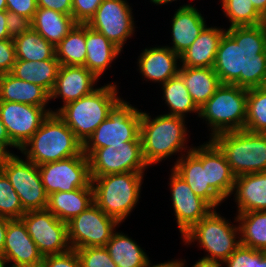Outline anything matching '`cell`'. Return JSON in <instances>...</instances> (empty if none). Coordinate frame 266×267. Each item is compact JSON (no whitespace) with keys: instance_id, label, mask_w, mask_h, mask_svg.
<instances>
[{"instance_id":"cell-1","label":"cell","mask_w":266,"mask_h":267,"mask_svg":"<svg viewBox=\"0 0 266 267\" xmlns=\"http://www.w3.org/2000/svg\"><path fill=\"white\" fill-rule=\"evenodd\" d=\"M221 84L246 89L266 81V31L257 26L229 27L223 34L214 67Z\"/></svg>"},{"instance_id":"cell-2","label":"cell","mask_w":266,"mask_h":267,"mask_svg":"<svg viewBox=\"0 0 266 267\" xmlns=\"http://www.w3.org/2000/svg\"><path fill=\"white\" fill-rule=\"evenodd\" d=\"M117 85L106 84L89 95L69 102L56 110V114L84 144L96 128L108 117L113 108L122 100L117 95Z\"/></svg>"},{"instance_id":"cell-3","label":"cell","mask_w":266,"mask_h":267,"mask_svg":"<svg viewBox=\"0 0 266 267\" xmlns=\"http://www.w3.org/2000/svg\"><path fill=\"white\" fill-rule=\"evenodd\" d=\"M20 151L39 166L81 155L83 144L56 113H50Z\"/></svg>"},{"instance_id":"cell-4","label":"cell","mask_w":266,"mask_h":267,"mask_svg":"<svg viewBox=\"0 0 266 267\" xmlns=\"http://www.w3.org/2000/svg\"><path fill=\"white\" fill-rule=\"evenodd\" d=\"M150 117L142 112L140 121L142 151L148 166L186 150L184 144L188 132L184 117L168 114L159 115L155 119Z\"/></svg>"},{"instance_id":"cell-5","label":"cell","mask_w":266,"mask_h":267,"mask_svg":"<svg viewBox=\"0 0 266 267\" xmlns=\"http://www.w3.org/2000/svg\"><path fill=\"white\" fill-rule=\"evenodd\" d=\"M144 172H125L91 177L94 203L119 223L139 201Z\"/></svg>"},{"instance_id":"cell-6","label":"cell","mask_w":266,"mask_h":267,"mask_svg":"<svg viewBox=\"0 0 266 267\" xmlns=\"http://www.w3.org/2000/svg\"><path fill=\"white\" fill-rule=\"evenodd\" d=\"M239 234V225H231L213 209L181 236L188 244L197 240L200 247L208 252L207 256L198 261L222 265L240 245Z\"/></svg>"},{"instance_id":"cell-7","label":"cell","mask_w":266,"mask_h":267,"mask_svg":"<svg viewBox=\"0 0 266 267\" xmlns=\"http://www.w3.org/2000/svg\"><path fill=\"white\" fill-rule=\"evenodd\" d=\"M248 89L221 84L199 109V117L208 121L211 137L224 132L243 130L246 121Z\"/></svg>"},{"instance_id":"cell-8","label":"cell","mask_w":266,"mask_h":267,"mask_svg":"<svg viewBox=\"0 0 266 267\" xmlns=\"http://www.w3.org/2000/svg\"><path fill=\"white\" fill-rule=\"evenodd\" d=\"M226 156L235 176L266 172V133L224 132L212 139Z\"/></svg>"},{"instance_id":"cell-9","label":"cell","mask_w":266,"mask_h":267,"mask_svg":"<svg viewBox=\"0 0 266 267\" xmlns=\"http://www.w3.org/2000/svg\"><path fill=\"white\" fill-rule=\"evenodd\" d=\"M141 117L140 110L121 100L83 144V153L88 157L98 148L141 141Z\"/></svg>"},{"instance_id":"cell-10","label":"cell","mask_w":266,"mask_h":267,"mask_svg":"<svg viewBox=\"0 0 266 267\" xmlns=\"http://www.w3.org/2000/svg\"><path fill=\"white\" fill-rule=\"evenodd\" d=\"M119 222L105 214L95 203L67 222L71 249L105 247Z\"/></svg>"},{"instance_id":"cell-11","label":"cell","mask_w":266,"mask_h":267,"mask_svg":"<svg viewBox=\"0 0 266 267\" xmlns=\"http://www.w3.org/2000/svg\"><path fill=\"white\" fill-rule=\"evenodd\" d=\"M1 171L12 184L25 211L46 209L48 194L43 187L38 165L11 154Z\"/></svg>"},{"instance_id":"cell-12","label":"cell","mask_w":266,"mask_h":267,"mask_svg":"<svg viewBox=\"0 0 266 267\" xmlns=\"http://www.w3.org/2000/svg\"><path fill=\"white\" fill-rule=\"evenodd\" d=\"M90 177L125 172H144L147 168L141 141L111 145L94 150L88 157Z\"/></svg>"},{"instance_id":"cell-13","label":"cell","mask_w":266,"mask_h":267,"mask_svg":"<svg viewBox=\"0 0 266 267\" xmlns=\"http://www.w3.org/2000/svg\"><path fill=\"white\" fill-rule=\"evenodd\" d=\"M20 219L43 257L62 254L71 249L67 223L55 217L49 210L26 211Z\"/></svg>"},{"instance_id":"cell-14","label":"cell","mask_w":266,"mask_h":267,"mask_svg":"<svg viewBox=\"0 0 266 267\" xmlns=\"http://www.w3.org/2000/svg\"><path fill=\"white\" fill-rule=\"evenodd\" d=\"M41 181L48 195L55 192H70L87 187L91 183L87 156H73L38 166Z\"/></svg>"},{"instance_id":"cell-15","label":"cell","mask_w":266,"mask_h":267,"mask_svg":"<svg viewBox=\"0 0 266 267\" xmlns=\"http://www.w3.org/2000/svg\"><path fill=\"white\" fill-rule=\"evenodd\" d=\"M46 107L0 101V119L5 125L12 143L21 150L41 127L50 113Z\"/></svg>"},{"instance_id":"cell-16","label":"cell","mask_w":266,"mask_h":267,"mask_svg":"<svg viewBox=\"0 0 266 267\" xmlns=\"http://www.w3.org/2000/svg\"><path fill=\"white\" fill-rule=\"evenodd\" d=\"M131 9L126 0H103L87 25L122 50L134 33Z\"/></svg>"},{"instance_id":"cell-17","label":"cell","mask_w":266,"mask_h":267,"mask_svg":"<svg viewBox=\"0 0 266 267\" xmlns=\"http://www.w3.org/2000/svg\"><path fill=\"white\" fill-rule=\"evenodd\" d=\"M170 188L178 229L183 235L214 208L197 196L185 180L171 169Z\"/></svg>"},{"instance_id":"cell-18","label":"cell","mask_w":266,"mask_h":267,"mask_svg":"<svg viewBox=\"0 0 266 267\" xmlns=\"http://www.w3.org/2000/svg\"><path fill=\"white\" fill-rule=\"evenodd\" d=\"M191 152L202 162V166H206L209 185L224 200L233 194L236 176L219 146L211 139L197 148L192 147Z\"/></svg>"},{"instance_id":"cell-19","label":"cell","mask_w":266,"mask_h":267,"mask_svg":"<svg viewBox=\"0 0 266 267\" xmlns=\"http://www.w3.org/2000/svg\"><path fill=\"white\" fill-rule=\"evenodd\" d=\"M3 255L7 264L13 263L10 267L33 265L43 261V255L21 219H8Z\"/></svg>"},{"instance_id":"cell-20","label":"cell","mask_w":266,"mask_h":267,"mask_svg":"<svg viewBox=\"0 0 266 267\" xmlns=\"http://www.w3.org/2000/svg\"><path fill=\"white\" fill-rule=\"evenodd\" d=\"M97 80L99 79L84 66L60 65L50 100L60 96L63 105L78 100L95 90Z\"/></svg>"},{"instance_id":"cell-21","label":"cell","mask_w":266,"mask_h":267,"mask_svg":"<svg viewBox=\"0 0 266 267\" xmlns=\"http://www.w3.org/2000/svg\"><path fill=\"white\" fill-rule=\"evenodd\" d=\"M191 149L187 151V155L179 157L172 169L185 180L197 196L215 209L224 199L207 182L206 166H202V162Z\"/></svg>"},{"instance_id":"cell-22","label":"cell","mask_w":266,"mask_h":267,"mask_svg":"<svg viewBox=\"0 0 266 267\" xmlns=\"http://www.w3.org/2000/svg\"><path fill=\"white\" fill-rule=\"evenodd\" d=\"M171 22L173 46L169 48L179 56L192 45L207 26L198 9L190 4L180 6Z\"/></svg>"},{"instance_id":"cell-23","label":"cell","mask_w":266,"mask_h":267,"mask_svg":"<svg viewBox=\"0 0 266 267\" xmlns=\"http://www.w3.org/2000/svg\"><path fill=\"white\" fill-rule=\"evenodd\" d=\"M180 56L173 52L169 46L145 49L138 59L140 73L144 78L162 85L179 73L177 66Z\"/></svg>"},{"instance_id":"cell-24","label":"cell","mask_w":266,"mask_h":267,"mask_svg":"<svg viewBox=\"0 0 266 267\" xmlns=\"http://www.w3.org/2000/svg\"><path fill=\"white\" fill-rule=\"evenodd\" d=\"M225 32L226 29L206 26L192 45L180 55V67L213 68Z\"/></svg>"},{"instance_id":"cell-25","label":"cell","mask_w":266,"mask_h":267,"mask_svg":"<svg viewBox=\"0 0 266 267\" xmlns=\"http://www.w3.org/2000/svg\"><path fill=\"white\" fill-rule=\"evenodd\" d=\"M234 191L238 214L266 210V172L237 176Z\"/></svg>"},{"instance_id":"cell-26","label":"cell","mask_w":266,"mask_h":267,"mask_svg":"<svg viewBox=\"0 0 266 267\" xmlns=\"http://www.w3.org/2000/svg\"><path fill=\"white\" fill-rule=\"evenodd\" d=\"M94 203L92 183L70 192H55L48 195L46 209L63 222H69Z\"/></svg>"},{"instance_id":"cell-27","label":"cell","mask_w":266,"mask_h":267,"mask_svg":"<svg viewBox=\"0 0 266 267\" xmlns=\"http://www.w3.org/2000/svg\"><path fill=\"white\" fill-rule=\"evenodd\" d=\"M85 41L87 54L84 67L99 79L122 50L87 24H85Z\"/></svg>"},{"instance_id":"cell-28","label":"cell","mask_w":266,"mask_h":267,"mask_svg":"<svg viewBox=\"0 0 266 267\" xmlns=\"http://www.w3.org/2000/svg\"><path fill=\"white\" fill-rule=\"evenodd\" d=\"M50 94L41 86L16 78L11 73L1 74L0 101H10L46 107Z\"/></svg>"},{"instance_id":"cell-29","label":"cell","mask_w":266,"mask_h":267,"mask_svg":"<svg viewBox=\"0 0 266 267\" xmlns=\"http://www.w3.org/2000/svg\"><path fill=\"white\" fill-rule=\"evenodd\" d=\"M31 23L32 29L55 48L76 24L73 16L42 7H37Z\"/></svg>"},{"instance_id":"cell-30","label":"cell","mask_w":266,"mask_h":267,"mask_svg":"<svg viewBox=\"0 0 266 267\" xmlns=\"http://www.w3.org/2000/svg\"><path fill=\"white\" fill-rule=\"evenodd\" d=\"M178 74L182 77L193 102L199 109L221 85L213 68L180 67Z\"/></svg>"},{"instance_id":"cell-31","label":"cell","mask_w":266,"mask_h":267,"mask_svg":"<svg viewBox=\"0 0 266 267\" xmlns=\"http://www.w3.org/2000/svg\"><path fill=\"white\" fill-rule=\"evenodd\" d=\"M58 60L26 61L16 60L11 74L18 79L33 83L51 93L58 69Z\"/></svg>"},{"instance_id":"cell-32","label":"cell","mask_w":266,"mask_h":267,"mask_svg":"<svg viewBox=\"0 0 266 267\" xmlns=\"http://www.w3.org/2000/svg\"><path fill=\"white\" fill-rule=\"evenodd\" d=\"M117 267H147L149 258L137 243L123 233H113L105 245Z\"/></svg>"},{"instance_id":"cell-33","label":"cell","mask_w":266,"mask_h":267,"mask_svg":"<svg viewBox=\"0 0 266 267\" xmlns=\"http://www.w3.org/2000/svg\"><path fill=\"white\" fill-rule=\"evenodd\" d=\"M16 60L42 61L57 60L56 48L46 41L37 31L30 29L15 37Z\"/></svg>"},{"instance_id":"cell-34","label":"cell","mask_w":266,"mask_h":267,"mask_svg":"<svg viewBox=\"0 0 266 267\" xmlns=\"http://www.w3.org/2000/svg\"><path fill=\"white\" fill-rule=\"evenodd\" d=\"M235 221L239 222L240 244L266 251V210L239 213Z\"/></svg>"},{"instance_id":"cell-35","label":"cell","mask_w":266,"mask_h":267,"mask_svg":"<svg viewBox=\"0 0 266 267\" xmlns=\"http://www.w3.org/2000/svg\"><path fill=\"white\" fill-rule=\"evenodd\" d=\"M86 54L85 24L76 23L56 46V59L60 65L84 66Z\"/></svg>"},{"instance_id":"cell-36","label":"cell","mask_w":266,"mask_h":267,"mask_svg":"<svg viewBox=\"0 0 266 267\" xmlns=\"http://www.w3.org/2000/svg\"><path fill=\"white\" fill-rule=\"evenodd\" d=\"M163 97L170 109L168 115L185 118L188 112H196L199 116V108L193 102L182 77L177 74L162 84Z\"/></svg>"},{"instance_id":"cell-37","label":"cell","mask_w":266,"mask_h":267,"mask_svg":"<svg viewBox=\"0 0 266 267\" xmlns=\"http://www.w3.org/2000/svg\"><path fill=\"white\" fill-rule=\"evenodd\" d=\"M244 130L266 133V88L263 86L248 89Z\"/></svg>"},{"instance_id":"cell-38","label":"cell","mask_w":266,"mask_h":267,"mask_svg":"<svg viewBox=\"0 0 266 267\" xmlns=\"http://www.w3.org/2000/svg\"><path fill=\"white\" fill-rule=\"evenodd\" d=\"M222 9L229 18L230 27L257 26L260 23L261 15L251 0H222Z\"/></svg>"},{"instance_id":"cell-39","label":"cell","mask_w":266,"mask_h":267,"mask_svg":"<svg viewBox=\"0 0 266 267\" xmlns=\"http://www.w3.org/2000/svg\"><path fill=\"white\" fill-rule=\"evenodd\" d=\"M26 211L19 196L6 175L0 171V216L7 219H20Z\"/></svg>"},{"instance_id":"cell-40","label":"cell","mask_w":266,"mask_h":267,"mask_svg":"<svg viewBox=\"0 0 266 267\" xmlns=\"http://www.w3.org/2000/svg\"><path fill=\"white\" fill-rule=\"evenodd\" d=\"M81 267H117L105 247L77 249Z\"/></svg>"},{"instance_id":"cell-41","label":"cell","mask_w":266,"mask_h":267,"mask_svg":"<svg viewBox=\"0 0 266 267\" xmlns=\"http://www.w3.org/2000/svg\"><path fill=\"white\" fill-rule=\"evenodd\" d=\"M103 0H72V16L76 23L87 24Z\"/></svg>"},{"instance_id":"cell-42","label":"cell","mask_w":266,"mask_h":267,"mask_svg":"<svg viewBox=\"0 0 266 267\" xmlns=\"http://www.w3.org/2000/svg\"><path fill=\"white\" fill-rule=\"evenodd\" d=\"M42 262L45 267H81L77 251L74 249L62 254L44 256Z\"/></svg>"},{"instance_id":"cell-43","label":"cell","mask_w":266,"mask_h":267,"mask_svg":"<svg viewBox=\"0 0 266 267\" xmlns=\"http://www.w3.org/2000/svg\"><path fill=\"white\" fill-rule=\"evenodd\" d=\"M222 263L227 267H254V249L240 244Z\"/></svg>"},{"instance_id":"cell-44","label":"cell","mask_w":266,"mask_h":267,"mask_svg":"<svg viewBox=\"0 0 266 267\" xmlns=\"http://www.w3.org/2000/svg\"><path fill=\"white\" fill-rule=\"evenodd\" d=\"M6 26L10 38L14 39L32 28L31 19L6 10Z\"/></svg>"},{"instance_id":"cell-45","label":"cell","mask_w":266,"mask_h":267,"mask_svg":"<svg viewBox=\"0 0 266 267\" xmlns=\"http://www.w3.org/2000/svg\"><path fill=\"white\" fill-rule=\"evenodd\" d=\"M16 61L14 40H0V74L11 73Z\"/></svg>"},{"instance_id":"cell-46","label":"cell","mask_w":266,"mask_h":267,"mask_svg":"<svg viewBox=\"0 0 266 267\" xmlns=\"http://www.w3.org/2000/svg\"><path fill=\"white\" fill-rule=\"evenodd\" d=\"M6 10L32 20L37 10V0H6Z\"/></svg>"},{"instance_id":"cell-47","label":"cell","mask_w":266,"mask_h":267,"mask_svg":"<svg viewBox=\"0 0 266 267\" xmlns=\"http://www.w3.org/2000/svg\"><path fill=\"white\" fill-rule=\"evenodd\" d=\"M37 7L52 9L72 16V0H37Z\"/></svg>"},{"instance_id":"cell-48","label":"cell","mask_w":266,"mask_h":267,"mask_svg":"<svg viewBox=\"0 0 266 267\" xmlns=\"http://www.w3.org/2000/svg\"><path fill=\"white\" fill-rule=\"evenodd\" d=\"M0 144L7 150L9 147L17 148L11 141L5 125L0 119Z\"/></svg>"},{"instance_id":"cell-49","label":"cell","mask_w":266,"mask_h":267,"mask_svg":"<svg viewBox=\"0 0 266 267\" xmlns=\"http://www.w3.org/2000/svg\"><path fill=\"white\" fill-rule=\"evenodd\" d=\"M11 39L6 26V10L0 11V40Z\"/></svg>"},{"instance_id":"cell-50","label":"cell","mask_w":266,"mask_h":267,"mask_svg":"<svg viewBox=\"0 0 266 267\" xmlns=\"http://www.w3.org/2000/svg\"><path fill=\"white\" fill-rule=\"evenodd\" d=\"M8 219L0 216V253L3 254Z\"/></svg>"},{"instance_id":"cell-51","label":"cell","mask_w":266,"mask_h":267,"mask_svg":"<svg viewBox=\"0 0 266 267\" xmlns=\"http://www.w3.org/2000/svg\"><path fill=\"white\" fill-rule=\"evenodd\" d=\"M254 267H266V251L254 249Z\"/></svg>"},{"instance_id":"cell-52","label":"cell","mask_w":266,"mask_h":267,"mask_svg":"<svg viewBox=\"0 0 266 267\" xmlns=\"http://www.w3.org/2000/svg\"><path fill=\"white\" fill-rule=\"evenodd\" d=\"M184 261L182 262V260L178 261V260H174V261H168V262H164V263H159L156 265H151L152 263L149 261L147 267H184Z\"/></svg>"},{"instance_id":"cell-53","label":"cell","mask_w":266,"mask_h":267,"mask_svg":"<svg viewBox=\"0 0 266 267\" xmlns=\"http://www.w3.org/2000/svg\"><path fill=\"white\" fill-rule=\"evenodd\" d=\"M256 11L261 15L266 9V0H251Z\"/></svg>"},{"instance_id":"cell-54","label":"cell","mask_w":266,"mask_h":267,"mask_svg":"<svg viewBox=\"0 0 266 267\" xmlns=\"http://www.w3.org/2000/svg\"><path fill=\"white\" fill-rule=\"evenodd\" d=\"M13 153H10L8 150H6L1 144H0V171L1 168L6 161V159Z\"/></svg>"},{"instance_id":"cell-55","label":"cell","mask_w":266,"mask_h":267,"mask_svg":"<svg viewBox=\"0 0 266 267\" xmlns=\"http://www.w3.org/2000/svg\"><path fill=\"white\" fill-rule=\"evenodd\" d=\"M193 267H222V266L221 264L204 263L197 261L196 264L193 265Z\"/></svg>"},{"instance_id":"cell-56","label":"cell","mask_w":266,"mask_h":267,"mask_svg":"<svg viewBox=\"0 0 266 267\" xmlns=\"http://www.w3.org/2000/svg\"><path fill=\"white\" fill-rule=\"evenodd\" d=\"M259 26L263 28L266 31V9L265 11L261 14L260 18V23Z\"/></svg>"},{"instance_id":"cell-57","label":"cell","mask_w":266,"mask_h":267,"mask_svg":"<svg viewBox=\"0 0 266 267\" xmlns=\"http://www.w3.org/2000/svg\"><path fill=\"white\" fill-rule=\"evenodd\" d=\"M150 1L157 5H161V4L163 5V4H167L168 2H172L176 0H150Z\"/></svg>"},{"instance_id":"cell-58","label":"cell","mask_w":266,"mask_h":267,"mask_svg":"<svg viewBox=\"0 0 266 267\" xmlns=\"http://www.w3.org/2000/svg\"><path fill=\"white\" fill-rule=\"evenodd\" d=\"M17 267H45L43 262L33 264V265H22V266H17Z\"/></svg>"},{"instance_id":"cell-59","label":"cell","mask_w":266,"mask_h":267,"mask_svg":"<svg viewBox=\"0 0 266 267\" xmlns=\"http://www.w3.org/2000/svg\"><path fill=\"white\" fill-rule=\"evenodd\" d=\"M6 261L3 254L0 253V267H6Z\"/></svg>"},{"instance_id":"cell-60","label":"cell","mask_w":266,"mask_h":267,"mask_svg":"<svg viewBox=\"0 0 266 267\" xmlns=\"http://www.w3.org/2000/svg\"><path fill=\"white\" fill-rule=\"evenodd\" d=\"M6 10V0H0V11Z\"/></svg>"}]
</instances>
